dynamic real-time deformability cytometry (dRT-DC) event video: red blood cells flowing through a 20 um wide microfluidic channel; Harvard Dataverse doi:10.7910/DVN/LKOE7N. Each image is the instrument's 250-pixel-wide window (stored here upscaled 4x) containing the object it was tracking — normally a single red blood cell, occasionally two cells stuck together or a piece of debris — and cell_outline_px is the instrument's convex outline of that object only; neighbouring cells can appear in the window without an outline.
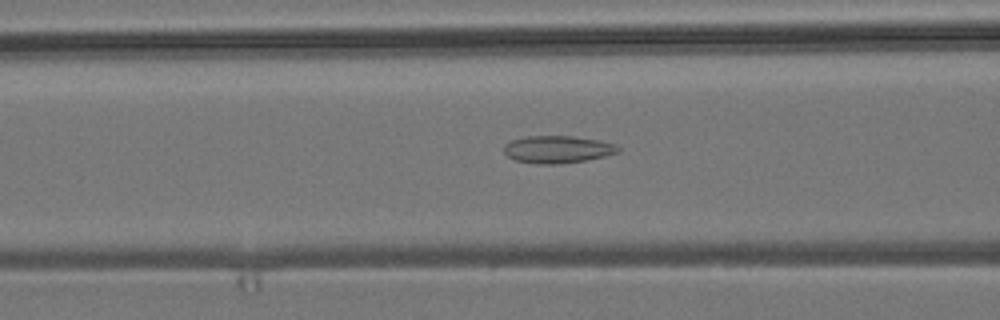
{"species": "common noctule bat (a hibernating species)", "species_latin": "Nyctalus noctula", "temperature_condition": "room temperature", "stored_images_in_passage": 44, "camera_frame_rate_fps": 3000, "um_per_image_px": 0.085, "animal": {"sex": "male", "body_mass_g": 19.2, "forearm_length_mm": 51.8}, "frame": {"image": 1, "passage_image": 21, "time_ms": 6.667, "image_size_px": [1000, 320], "cell_outline_px": [[620, 152], [604, 156], [584, 160], [560, 164], [536, 164], [516, 160], [508, 156], [504, 152], [504, 144], [512, 140], [528, 136], [572, 136], [600, 140], [616, 144], [620, 148]], "centroid_in_image_um": [47.41, 12.69], "position_along_channel_um": 119.2, "area_um2": 18.21}}
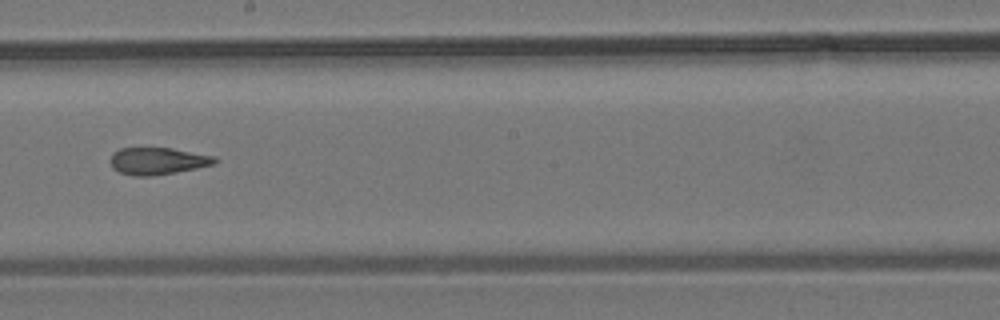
{"frame": {"image": 2, "passage_image": 30, "time_ms": 9.667, "image_size_px": [1000, 320], "cell_outline_px": [[220, 160], [216, 164], [196, 168], [152, 176], [132, 176], [120, 172], [112, 168], [108, 160], [112, 152], [120, 148], [172, 148], [216, 156]], "centroid_in_image_um": [13.39, 13.68], "position_along_channel_um": 234.8, "area_um2": 16.76}}
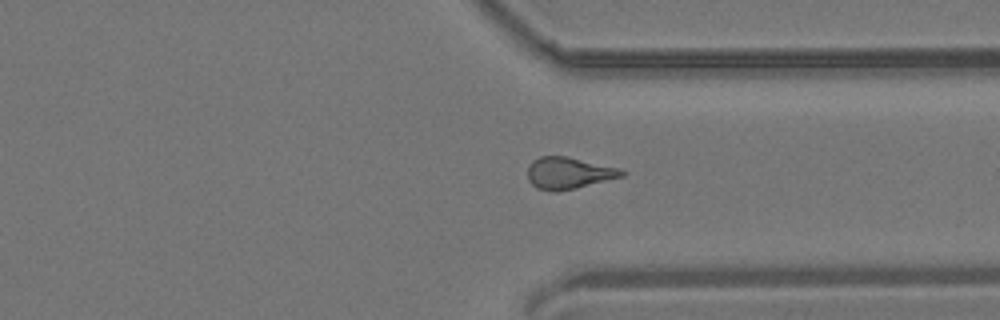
{"frame": {"image": 3, "passage_image": 40, "time_ms": 13.0, "image_size_px": [1000, 320], "cell_outline_px": [[628, 172], [624, 176], [576, 188], [556, 192], [552, 192], [536, 188], [528, 180], [528, 168], [532, 160], [540, 156], [564, 156], [620, 168]], "centroid_in_image_um": [48.34, 14.72], "position_along_channel_um": 363.1, "area_um2": 17.46}}